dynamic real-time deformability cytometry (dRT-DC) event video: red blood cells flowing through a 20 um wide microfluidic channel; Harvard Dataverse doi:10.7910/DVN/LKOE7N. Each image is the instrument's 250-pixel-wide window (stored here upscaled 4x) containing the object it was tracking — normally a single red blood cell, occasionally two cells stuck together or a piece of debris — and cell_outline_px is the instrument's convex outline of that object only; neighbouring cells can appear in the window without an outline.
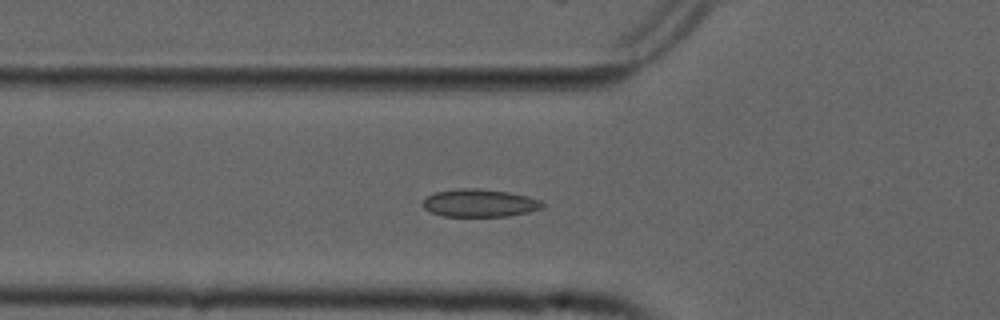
{"species": "common noctule bat (a hibernating species)", "species_latin": "Nyctalus noctula", "temperature_condition": "cold", "stored_images_in_passage": 37, "camera_frame_rate_fps": 3000, "um_per_image_px": 0.085, "animal": {"sex": "male", "forearm_length_mm": 52.5}, "frame": {"image": 1, "passage_image": 2, "time_ms": 0.333, "image_size_px": [1000, 320], "cell_outline_px": [[544, 208], [528, 212], [508, 216], [444, 216], [432, 212], [424, 208], [424, 200], [428, 196], [436, 192], [456, 188], [476, 188], [508, 192], [528, 196], [540, 200], [544, 204]], "centroid_in_image_um": [40.8, 17.25], "position_along_channel_um": 85.0, "area_um2": 19.25}}
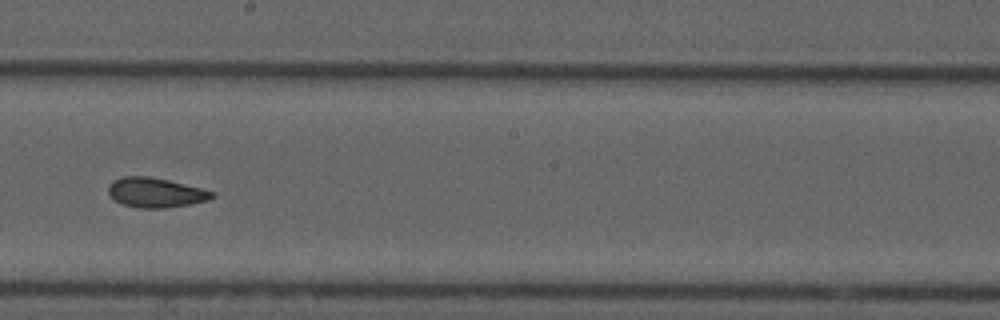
{"frame": {"image": 2, "passage_image": 14, "time_ms": 4.333, "image_size_px": [1000, 320], "cell_outline_px": [[216, 196], [208, 200], [192, 204], [164, 208], [140, 208], [124, 204], [116, 200], [108, 192], [108, 184], [112, 180], [124, 176], [148, 176], [168, 180], [216, 192]], "centroid_in_image_um": [13.25, 16.36], "position_along_channel_um": 235.0, "area_um2": 17.92}}
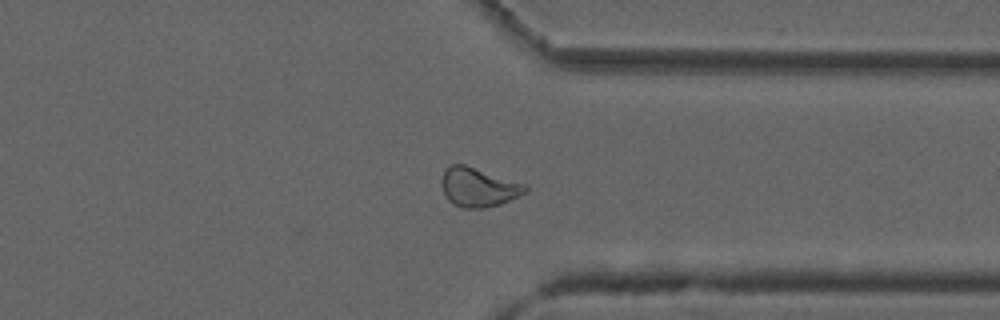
{"frame": {"image": 3, "passage_image": 25, "time_ms": 8.0, "image_size_px": [1000, 320], "cell_outline_px": [[528, 192], [520, 196], [500, 204], [484, 208], [460, 208], [452, 204], [448, 200], [444, 192], [440, 180], [444, 168], [452, 164], [464, 164], [524, 184], [528, 188]], "centroid_in_image_um": [40.63, 15.92], "position_along_channel_um": 370.8, "area_um2": 19.13}, "authors_computed_cell_mechanics": {"area_um2": 18.496, "velocity_mm_per_s": 3.7401, "shape_relaxation_time_tau1_ms": null, "shape_relaxation_time_tau2_ms": 3.3902, "deformation_change_tau1": null, "deformation_change_tau2": 0.0566}}